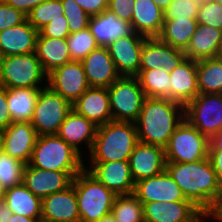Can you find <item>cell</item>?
I'll list each match as a JSON object with an SVG mask.
<instances>
[{
	"mask_svg": "<svg viewBox=\"0 0 222 222\" xmlns=\"http://www.w3.org/2000/svg\"><path fill=\"white\" fill-rule=\"evenodd\" d=\"M166 170L178 184L185 198L202 212H205L222 193L209 157L197 162H167Z\"/></svg>",
	"mask_w": 222,
	"mask_h": 222,
	"instance_id": "obj_1",
	"label": "cell"
},
{
	"mask_svg": "<svg viewBox=\"0 0 222 222\" xmlns=\"http://www.w3.org/2000/svg\"><path fill=\"white\" fill-rule=\"evenodd\" d=\"M184 120V106L168 98H146L135 121L138 141L165 148Z\"/></svg>",
	"mask_w": 222,
	"mask_h": 222,
	"instance_id": "obj_2",
	"label": "cell"
},
{
	"mask_svg": "<svg viewBox=\"0 0 222 222\" xmlns=\"http://www.w3.org/2000/svg\"><path fill=\"white\" fill-rule=\"evenodd\" d=\"M138 142L135 122L112 120L97 128L90 162L129 160Z\"/></svg>",
	"mask_w": 222,
	"mask_h": 222,
	"instance_id": "obj_3",
	"label": "cell"
},
{
	"mask_svg": "<svg viewBox=\"0 0 222 222\" xmlns=\"http://www.w3.org/2000/svg\"><path fill=\"white\" fill-rule=\"evenodd\" d=\"M72 184L77 196L80 222H97L110 214L116 195L87 169L77 174Z\"/></svg>",
	"mask_w": 222,
	"mask_h": 222,
	"instance_id": "obj_4",
	"label": "cell"
},
{
	"mask_svg": "<svg viewBox=\"0 0 222 222\" xmlns=\"http://www.w3.org/2000/svg\"><path fill=\"white\" fill-rule=\"evenodd\" d=\"M80 154L57 134L37 137L29 164L44 170L82 171L86 165Z\"/></svg>",
	"mask_w": 222,
	"mask_h": 222,
	"instance_id": "obj_5",
	"label": "cell"
},
{
	"mask_svg": "<svg viewBox=\"0 0 222 222\" xmlns=\"http://www.w3.org/2000/svg\"><path fill=\"white\" fill-rule=\"evenodd\" d=\"M46 77L35 52L2 57L0 85L7 89L41 88Z\"/></svg>",
	"mask_w": 222,
	"mask_h": 222,
	"instance_id": "obj_6",
	"label": "cell"
},
{
	"mask_svg": "<svg viewBox=\"0 0 222 222\" xmlns=\"http://www.w3.org/2000/svg\"><path fill=\"white\" fill-rule=\"evenodd\" d=\"M164 149L167 162H197L208 158L209 139L184 119Z\"/></svg>",
	"mask_w": 222,
	"mask_h": 222,
	"instance_id": "obj_7",
	"label": "cell"
},
{
	"mask_svg": "<svg viewBox=\"0 0 222 222\" xmlns=\"http://www.w3.org/2000/svg\"><path fill=\"white\" fill-rule=\"evenodd\" d=\"M112 120L135 122L147 98L137 77L121 76L108 87Z\"/></svg>",
	"mask_w": 222,
	"mask_h": 222,
	"instance_id": "obj_8",
	"label": "cell"
},
{
	"mask_svg": "<svg viewBox=\"0 0 222 222\" xmlns=\"http://www.w3.org/2000/svg\"><path fill=\"white\" fill-rule=\"evenodd\" d=\"M71 110L72 104L53 92L46 83L39 92L30 123L38 136L57 134Z\"/></svg>",
	"mask_w": 222,
	"mask_h": 222,
	"instance_id": "obj_9",
	"label": "cell"
},
{
	"mask_svg": "<svg viewBox=\"0 0 222 222\" xmlns=\"http://www.w3.org/2000/svg\"><path fill=\"white\" fill-rule=\"evenodd\" d=\"M184 119L210 139L222 130V94H198L184 106Z\"/></svg>",
	"mask_w": 222,
	"mask_h": 222,
	"instance_id": "obj_10",
	"label": "cell"
},
{
	"mask_svg": "<svg viewBox=\"0 0 222 222\" xmlns=\"http://www.w3.org/2000/svg\"><path fill=\"white\" fill-rule=\"evenodd\" d=\"M47 86L73 103L90 87L81 61H71L47 75Z\"/></svg>",
	"mask_w": 222,
	"mask_h": 222,
	"instance_id": "obj_11",
	"label": "cell"
},
{
	"mask_svg": "<svg viewBox=\"0 0 222 222\" xmlns=\"http://www.w3.org/2000/svg\"><path fill=\"white\" fill-rule=\"evenodd\" d=\"M81 171L44 170L26 164L23 184L37 197L43 199L48 195L63 191L72 185L74 177Z\"/></svg>",
	"mask_w": 222,
	"mask_h": 222,
	"instance_id": "obj_12",
	"label": "cell"
},
{
	"mask_svg": "<svg viewBox=\"0 0 222 222\" xmlns=\"http://www.w3.org/2000/svg\"><path fill=\"white\" fill-rule=\"evenodd\" d=\"M146 38L133 31L130 35L116 39L106 46L121 76L136 77L138 75L142 46Z\"/></svg>",
	"mask_w": 222,
	"mask_h": 222,
	"instance_id": "obj_13",
	"label": "cell"
},
{
	"mask_svg": "<svg viewBox=\"0 0 222 222\" xmlns=\"http://www.w3.org/2000/svg\"><path fill=\"white\" fill-rule=\"evenodd\" d=\"M142 205L144 222H205L204 212L191 201L151 202Z\"/></svg>",
	"mask_w": 222,
	"mask_h": 222,
	"instance_id": "obj_14",
	"label": "cell"
},
{
	"mask_svg": "<svg viewBox=\"0 0 222 222\" xmlns=\"http://www.w3.org/2000/svg\"><path fill=\"white\" fill-rule=\"evenodd\" d=\"M133 194L142 203L189 201L167 170L135 182Z\"/></svg>",
	"mask_w": 222,
	"mask_h": 222,
	"instance_id": "obj_15",
	"label": "cell"
},
{
	"mask_svg": "<svg viewBox=\"0 0 222 222\" xmlns=\"http://www.w3.org/2000/svg\"><path fill=\"white\" fill-rule=\"evenodd\" d=\"M89 169L102 184L115 195L134 193L135 182L131 174L129 161L90 162Z\"/></svg>",
	"mask_w": 222,
	"mask_h": 222,
	"instance_id": "obj_16",
	"label": "cell"
},
{
	"mask_svg": "<svg viewBox=\"0 0 222 222\" xmlns=\"http://www.w3.org/2000/svg\"><path fill=\"white\" fill-rule=\"evenodd\" d=\"M128 161L134 182L156 176L166 170L165 149L156 145L138 142Z\"/></svg>",
	"mask_w": 222,
	"mask_h": 222,
	"instance_id": "obj_17",
	"label": "cell"
},
{
	"mask_svg": "<svg viewBox=\"0 0 222 222\" xmlns=\"http://www.w3.org/2000/svg\"><path fill=\"white\" fill-rule=\"evenodd\" d=\"M185 58L183 50L162 42L158 37L146 38L141 51L140 70L163 68L171 73Z\"/></svg>",
	"mask_w": 222,
	"mask_h": 222,
	"instance_id": "obj_18",
	"label": "cell"
},
{
	"mask_svg": "<svg viewBox=\"0 0 222 222\" xmlns=\"http://www.w3.org/2000/svg\"><path fill=\"white\" fill-rule=\"evenodd\" d=\"M81 62L90 87L108 88L121 77L106 46H98Z\"/></svg>",
	"mask_w": 222,
	"mask_h": 222,
	"instance_id": "obj_19",
	"label": "cell"
},
{
	"mask_svg": "<svg viewBox=\"0 0 222 222\" xmlns=\"http://www.w3.org/2000/svg\"><path fill=\"white\" fill-rule=\"evenodd\" d=\"M41 220L46 222H80L74 185L42 199Z\"/></svg>",
	"mask_w": 222,
	"mask_h": 222,
	"instance_id": "obj_20",
	"label": "cell"
},
{
	"mask_svg": "<svg viewBox=\"0 0 222 222\" xmlns=\"http://www.w3.org/2000/svg\"><path fill=\"white\" fill-rule=\"evenodd\" d=\"M4 152L26 164L31 160L37 133L30 122H13L3 130Z\"/></svg>",
	"mask_w": 222,
	"mask_h": 222,
	"instance_id": "obj_21",
	"label": "cell"
},
{
	"mask_svg": "<svg viewBox=\"0 0 222 222\" xmlns=\"http://www.w3.org/2000/svg\"><path fill=\"white\" fill-rule=\"evenodd\" d=\"M72 109L98 127L112 121L108 88L89 87Z\"/></svg>",
	"mask_w": 222,
	"mask_h": 222,
	"instance_id": "obj_22",
	"label": "cell"
},
{
	"mask_svg": "<svg viewBox=\"0 0 222 222\" xmlns=\"http://www.w3.org/2000/svg\"><path fill=\"white\" fill-rule=\"evenodd\" d=\"M170 100L185 106L198 94L197 61L185 58L170 73Z\"/></svg>",
	"mask_w": 222,
	"mask_h": 222,
	"instance_id": "obj_23",
	"label": "cell"
},
{
	"mask_svg": "<svg viewBox=\"0 0 222 222\" xmlns=\"http://www.w3.org/2000/svg\"><path fill=\"white\" fill-rule=\"evenodd\" d=\"M38 34L27 18L21 24L0 31L2 57L35 52Z\"/></svg>",
	"mask_w": 222,
	"mask_h": 222,
	"instance_id": "obj_24",
	"label": "cell"
},
{
	"mask_svg": "<svg viewBox=\"0 0 222 222\" xmlns=\"http://www.w3.org/2000/svg\"><path fill=\"white\" fill-rule=\"evenodd\" d=\"M97 128L98 126L93 122L72 109L61 124L57 135L81 154L79 145L82 142H85L87 148L91 151Z\"/></svg>",
	"mask_w": 222,
	"mask_h": 222,
	"instance_id": "obj_25",
	"label": "cell"
},
{
	"mask_svg": "<svg viewBox=\"0 0 222 222\" xmlns=\"http://www.w3.org/2000/svg\"><path fill=\"white\" fill-rule=\"evenodd\" d=\"M88 28L99 46H108L116 39L128 36L133 32L129 22L119 19L108 9L91 16Z\"/></svg>",
	"mask_w": 222,
	"mask_h": 222,
	"instance_id": "obj_26",
	"label": "cell"
},
{
	"mask_svg": "<svg viewBox=\"0 0 222 222\" xmlns=\"http://www.w3.org/2000/svg\"><path fill=\"white\" fill-rule=\"evenodd\" d=\"M221 47V30L207 25H198L184 53L186 58L198 61L218 57Z\"/></svg>",
	"mask_w": 222,
	"mask_h": 222,
	"instance_id": "obj_27",
	"label": "cell"
},
{
	"mask_svg": "<svg viewBox=\"0 0 222 222\" xmlns=\"http://www.w3.org/2000/svg\"><path fill=\"white\" fill-rule=\"evenodd\" d=\"M164 23V12L152 0H136L131 20L135 33L147 38L158 37Z\"/></svg>",
	"mask_w": 222,
	"mask_h": 222,
	"instance_id": "obj_28",
	"label": "cell"
},
{
	"mask_svg": "<svg viewBox=\"0 0 222 222\" xmlns=\"http://www.w3.org/2000/svg\"><path fill=\"white\" fill-rule=\"evenodd\" d=\"M35 53L47 75L72 61L66 39L37 37Z\"/></svg>",
	"mask_w": 222,
	"mask_h": 222,
	"instance_id": "obj_29",
	"label": "cell"
},
{
	"mask_svg": "<svg viewBox=\"0 0 222 222\" xmlns=\"http://www.w3.org/2000/svg\"><path fill=\"white\" fill-rule=\"evenodd\" d=\"M3 199L12 213L41 219L42 199L35 196L23 183L6 189Z\"/></svg>",
	"mask_w": 222,
	"mask_h": 222,
	"instance_id": "obj_30",
	"label": "cell"
},
{
	"mask_svg": "<svg viewBox=\"0 0 222 222\" xmlns=\"http://www.w3.org/2000/svg\"><path fill=\"white\" fill-rule=\"evenodd\" d=\"M43 88L7 89V102L13 122H30L40 90Z\"/></svg>",
	"mask_w": 222,
	"mask_h": 222,
	"instance_id": "obj_31",
	"label": "cell"
},
{
	"mask_svg": "<svg viewBox=\"0 0 222 222\" xmlns=\"http://www.w3.org/2000/svg\"><path fill=\"white\" fill-rule=\"evenodd\" d=\"M197 26L196 19L164 20L158 38L174 48L185 51Z\"/></svg>",
	"mask_w": 222,
	"mask_h": 222,
	"instance_id": "obj_32",
	"label": "cell"
},
{
	"mask_svg": "<svg viewBox=\"0 0 222 222\" xmlns=\"http://www.w3.org/2000/svg\"><path fill=\"white\" fill-rule=\"evenodd\" d=\"M199 94H221L222 60L219 57L197 61Z\"/></svg>",
	"mask_w": 222,
	"mask_h": 222,
	"instance_id": "obj_33",
	"label": "cell"
},
{
	"mask_svg": "<svg viewBox=\"0 0 222 222\" xmlns=\"http://www.w3.org/2000/svg\"><path fill=\"white\" fill-rule=\"evenodd\" d=\"M136 77L146 97L170 99V73L163 68L139 70Z\"/></svg>",
	"mask_w": 222,
	"mask_h": 222,
	"instance_id": "obj_34",
	"label": "cell"
},
{
	"mask_svg": "<svg viewBox=\"0 0 222 222\" xmlns=\"http://www.w3.org/2000/svg\"><path fill=\"white\" fill-rule=\"evenodd\" d=\"M117 222H144L142 202L134 195H116L110 212Z\"/></svg>",
	"mask_w": 222,
	"mask_h": 222,
	"instance_id": "obj_35",
	"label": "cell"
},
{
	"mask_svg": "<svg viewBox=\"0 0 222 222\" xmlns=\"http://www.w3.org/2000/svg\"><path fill=\"white\" fill-rule=\"evenodd\" d=\"M56 18H65L61 0H47L27 15L29 23L38 31Z\"/></svg>",
	"mask_w": 222,
	"mask_h": 222,
	"instance_id": "obj_36",
	"label": "cell"
},
{
	"mask_svg": "<svg viewBox=\"0 0 222 222\" xmlns=\"http://www.w3.org/2000/svg\"><path fill=\"white\" fill-rule=\"evenodd\" d=\"M66 41L72 61H82L99 46L88 27L79 32L71 33Z\"/></svg>",
	"mask_w": 222,
	"mask_h": 222,
	"instance_id": "obj_37",
	"label": "cell"
},
{
	"mask_svg": "<svg viewBox=\"0 0 222 222\" xmlns=\"http://www.w3.org/2000/svg\"><path fill=\"white\" fill-rule=\"evenodd\" d=\"M26 163L2 152L0 155V183L6 190L23 182Z\"/></svg>",
	"mask_w": 222,
	"mask_h": 222,
	"instance_id": "obj_38",
	"label": "cell"
},
{
	"mask_svg": "<svg viewBox=\"0 0 222 222\" xmlns=\"http://www.w3.org/2000/svg\"><path fill=\"white\" fill-rule=\"evenodd\" d=\"M64 16L69 24L70 34L84 30L89 25L90 16L75 2V0H61Z\"/></svg>",
	"mask_w": 222,
	"mask_h": 222,
	"instance_id": "obj_39",
	"label": "cell"
},
{
	"mask_svg": "<svg viewBox=\"0 0 222 222\" xmlns=\"http://www.w3.org/2000/svg\"><path fill=\"white\" fill-rule=\"evenodd\" d=\"M196 21L198 25H207L222 31V5L212 0L199 4Z\"/></svg>",
	"mask_w": 222,
	"mask_h": 222,
	"instance_id": "obj_40",
	"label": "cell"
},
{
	"mask_svg": "<svg viewBox=\"0 0 222 222\" xmlns=\"http://www.w3.org/2000/svg\"><path fill=\"white\" fill-rule=\"evenodd\" d=\"M198 7L192 0H173L164 11V20L196 19Z\"/></svg>",
	"mask_w": 222,
	"mask_h": 222,
	"instance_id": "obj_41",
	"label": "cell"
},
{
	"mask_svg": "<svg viewBox=\"0 0 222 222\" xmlns=\"http://www.w3.org/2000/svg\"><path fill=\"white\" fill-rule=\"evenodd\" d=\"M27 16L20 10H17L5 1H0V31L21 24Z\"/></svg>",
	"mask_w": 222,
	"mask_h": 222,
	"instance_id": "obj_42",
	"label": "cell"
},
{
	"mask_svg": "<svg viewBox=\"0 0 222 222\" xmlns=\"http://www.w3.org/2000/svg\"><path fill=\"white\" fill-rule=\"evenodd\" d=\"M70 35L69 24L66 18H56L39 30L38 37L66 39Z\"/></svg>",
	"mask_w": 222,
	"mask_h": 222,
	"instance_id": "obj_43",
	"label": "cell"
},
{
	"mask_svg": "<svg viewBox=\"0 0 222 222\" xmlns=\"http://www.w3.org/2000/svg\"><path fill=\"white\" fill-rule=\"evenodd\" d=\"M136 0H109L108 10L131 24Z\"/></svg>",
	"mask_w": 222,
	"mask_h": 222,
	"instance_id": "obj_44",
	"label": "cell"
},
{
	"mask_svg": "<svg viewBox=\"0 0 222 222\" xmlns=\"http://www.w3.org/2000/svg\"><path fill=\"white\" fill-rule=\"evenodd\" d=\"M75 2L91 17L108 9L109 0H75Z\"/></svg>",
	"mask_w": 222,
	"mask_h": 222,
	"instance_id": "obj_45",
	"label": "cell"
},
{
	"mask_svg": "<svg viewBox=\"0 0 222 222\" xmlns=\"http://www.w3.org/2000/svg\"><path fill=\"white\" fill-rule=\"evenodd\" d=\"M12 123L8 109L7 88L0 85V129L4 130Z\"/></svg>",
	"mask_w": 222,
	"mask_h": 222,
	"instance_id": "obj_46",
	"label": "cell"
},
{
	"mask_svg": "<svg viewBox=\"0 0 222 222\" xmlns=\"http://www.w3.org/2000/svg\"><path fill=\"white\" fill-rule=\"evenodd\" d=\"M11 7L20 10L27 16L33 8L47 0H3Z\"/></svg>",
	"mask_w": 222,
	"mask_h": 222,
	"instance_id": "obj_47",
	"label": "cell"
},
{
	"mask_svg": "<svg viewBox=\"0 0 222 222\" xmlns=\"http://www.w3.org/2000/svg\"><path fill=\"white\" fill-rule=\"evenodd\" d=\"M204 218H213L222 222V193L212 202L210 207L204 212Z\"/></svg>",
	"mask_w": 222,
	"mask_h": 222,
	"instance_id": "obj_48",
	"label": "cell"
},
{
	"mask_svg": "<svg viewBox=\"0 0 222 222\" xmlns=\"http://www.w3.org/2000/svg\"><path fill=\"white\" fill-rule=\"evenodd\" d=\"M208 157L213 165L222 188V150H209Z\"/></svg>",
	"mask_w": 222,
	"mask_h": 222,
	"instance_id": "obj_49",
	"label": "cell"
},
{
	"mask_svg": "<svg viewBox=\"0 0 222 222\" xmlns=\"http://www.w3.org/2000/svg\"><path fill=\"white\" fill-rule=\"evenodd\" d=\"M12 214L4 199L0 200V222H9Z\"/></svg>",
	"mask_w": 222,
	"mask_h": 222,
	"instance_id": "obj_50",
	"label": "cell"
},
{
	"mask_svg": "<svg viewBox=\"0 0 222 222\" xmlns=\"http://www.w3.org/2000/svg\"><path fill=\"white\" fill-rule=\"evenodd\" d=\"M209 150H222V130L209 139Z\"/></svg>",
	"mask_w": 222,
	"mask_h": 222,
	"instance_id": "obj_51",
	"label": "cell"
},
{
	"mask_svg": "<svg viewBox=\"0 0 222 222\" xmlns=\"http://www.w3.org/2000/svg\"><path fill=\"white\" fill-rule=\"evenodd\" d=\"M41 219L25 217L22 215L12 214L9 222H40Z\"/></svg>",
	"mask_w": 222,
	"mask_h": 222,
	"instance_id": "obj_52",
	"label": "cell"
},
{
	"mask_svg": "<svg viewBox=\"0 0 222 222\" xmlns=\"http://www.w3.org/2000/svg\"><path fill=\"white\" fill-rule=\"evenodd\" d=\"M163 12L173 0H152Z\"/></svg>",
	"mask_w": 222,
	"mask_h": 222,
	"instance_id": "obj_53",
	"label": "cell"
},
{
	"mask_svg": "<svg viewBox=\"0 0 222 222\" xmlns=\"http://www.w3.org/2000/svg\"><path fill=\"white\" fill-rule=\"evenodd\" d=\"M97 222H117L114 218V216L110 213L106 216H103L100 220Z\"/></svg>",
	"mask_w": 222,
	"mask_h": 222,
	"instance_id": "obj_54",
	"label": "cell"
},
{
	"mask_svg": "<svg viewBox=\"0 0 222 222\" xmlns=\"http://www.w3.org/2000/svg\"><path fill=\"white\" fill-rule=\"evenodd\" d=\"M3 145H4L3 130L0 129V155L2 152H4Z\"/></svg>",
	"mask_w": 222,
	"mask_h": 222,
	"instance_id": "obj_55",
	"label": "cell"
},
{
	"mask_svg": "<svg viewBox=\"0 0 222 222\" xmlns=\"http://www.w3.org/2000/svg\"><path fill=\"white\" fill-rule=\"evenodd\" d=\"M5 194V189L1 186L0 183V200H3Z\"/></svg>",
	"mask_w": 222,
	"mask_h": 222,
	"instance_id": "obj_56",
	"label": "cell"
},
{
	"mask_svg": "<svg viewBox=\"0 0 222 222\" xmlns=\"http://www.w3.org/2000/svg\"><path fill=\"white\" fill-rule=\"evenodd\" d=\"M192 1L197 2L198 4H201V3H203L206 0H192Z\"/></svg>",
	"mask_w": 222,
	"mask_h": 222,
	"instance_id": "obj_57",
	"label": "cell"
},
{
	"mask_svg": "<svg viewBox=\"0 0 222 222\" xmlns=\"http://www.w3.org/2000/svg\"><path fill=\"white\" fill-rule=\"evenodd\" d=\"M212 1L217 2V3H219L220 5H222V0H212Z\"/></svg>",
	"mask_w": 222,
	"mask_h": 222,
	"instance_id": "obj_58",
	"label": "cell"
},
{
	"mask_svg": "<svg viewBox=\"0 0 222 222\" xmlns=\"http://www.w3.org/2000/svg\"><path fill=\"white\" fill-rule=\"evenodd\" d=\"M218 57L222 60V47H221L220 54Z\"/></svg>",
	"mask_w": 222,
	"mask_h": 222,
	"instance_id": "obj_59",
	"label": "cell"
},
{
	"mask_svg": "<svg viewBox=\"0 0 222 222\" xmlns=\"http://www.w3.org/2000/svg\"><path fill=\"white\" fill-rule=\"evenodd\" d=\"M1 61H2V55H1V52H0V65H1Z\"/></svg>",
	"mask_w": 222,
	"mask_h": 222,
	"instance_id": "obj_60",
	"label": "cell"
}]
</instances>
